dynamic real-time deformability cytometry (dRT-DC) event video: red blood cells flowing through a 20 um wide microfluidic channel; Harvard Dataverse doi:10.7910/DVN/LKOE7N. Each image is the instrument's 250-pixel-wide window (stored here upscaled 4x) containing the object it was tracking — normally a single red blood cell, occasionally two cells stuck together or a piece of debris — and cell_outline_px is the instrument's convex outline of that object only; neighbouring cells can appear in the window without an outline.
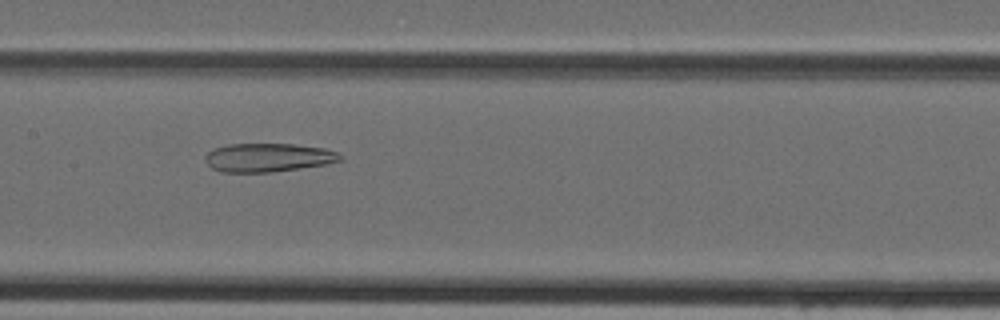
{"species": "Egyptian fruit bat (a non-hibernating species)", "species_latin": "Rousettus aegyptiacus", "temperature_condition": "cold", "stored_images_in_passage": 46, "camera_frame_rate_fps": 3000, "um_per_image_px": 0.085, "animal": {"sex": "female"}, "frame": {"image": 1, "passage_image": 23, "time_ms": 7.333, "image_size_px": [1000, 320], "cell_outline_px": [[344, 160], [328, 164], [272, 172], [220, 172], [212, 168], [208, 164], [204, 156], [208, 152], [216, 148], [228, 144], [296, 144], [324, 148], [336, 152], [344, 156]], "centroid_in_image_um": [22.83, 13.39], "position_along_channel_um": 184.6, "area_um2": 22.6}}
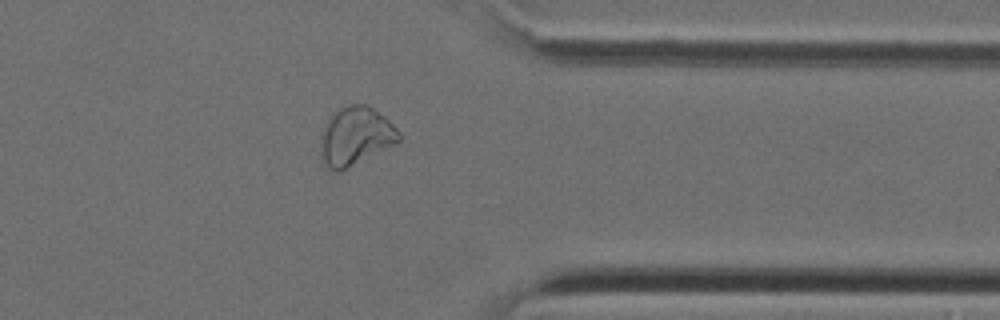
{"frame": {"image": 2, "passage_image": 37, "time_ms": 12.0, "image_size_px": [1000, 320], "cell_outline_px": [[400, 140], [340, 172], [332, 172], [328, 168], [320, 156], [320, 136], [324, 124], [340, 108], [348, 104], [368, 104], [384, 116], [400, 132]], "centroid_in_image_um": [30.17, 11.58], "position_along_channel_um": 381.2, "area_um2": 26.47}}
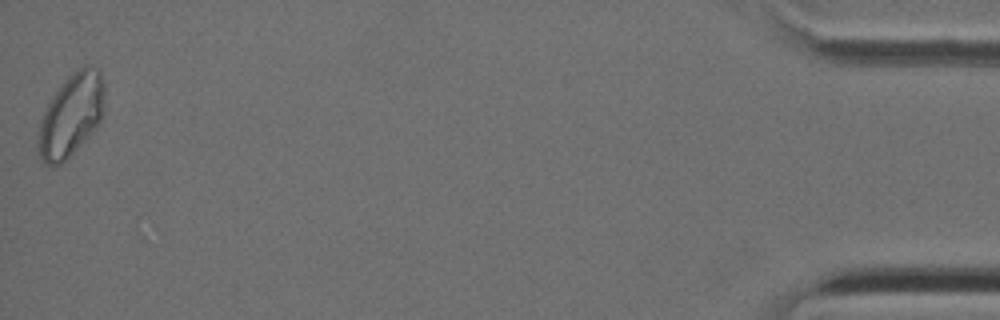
{"frame": {"image": 3, "passage_image": 46, "time_ms": 15.0, "image_size_px": [1000, 320], "cell_outline_px": [[104, 112], [96, 128], [60, 164], [52, 168], [44, 164], [40, 156], [40, 120], [52, 96], [64, 80], [76, 68], [84, 64], [88, 64], [100, 68], [104, 80]], "centroid_in_image_um": [6.1, 9.71], "position_along_channel_um": 429.1, "area_um2": 31.79}}